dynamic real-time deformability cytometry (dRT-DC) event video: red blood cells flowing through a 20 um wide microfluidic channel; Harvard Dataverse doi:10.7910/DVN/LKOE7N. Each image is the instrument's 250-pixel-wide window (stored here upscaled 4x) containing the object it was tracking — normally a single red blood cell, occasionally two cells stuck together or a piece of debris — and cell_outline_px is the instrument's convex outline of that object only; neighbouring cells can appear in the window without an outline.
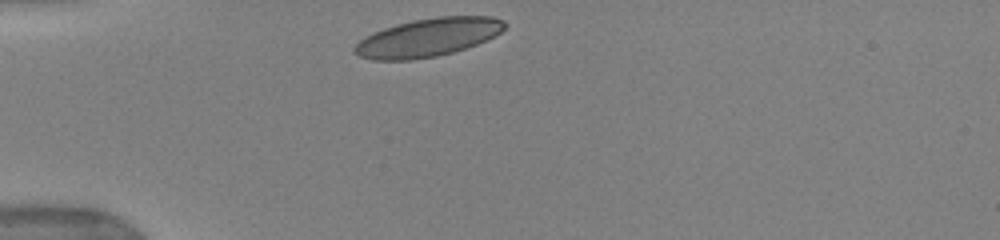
{"species": "human", "species_latin": "Homo sapiens", "temperature_condition": "warm", "stored_images_in_passage": 32, "camera_frame_rate_fps": 3000, "um_per_image_px": 0.085, "donor": {"sex": "female"}, "frame": {"image": 1, "passage_image": 1, "time_ms": 0.0, "image_size_px": [1000, 240], "cell_outline_px": [[508, 24], [500, 32], [476, 44], [452, 52], [436, 56], [412, 60], [372, 60], [360, 56], [352, 52], [352, 48], [364, 36], [384, 28], [396, 24], [412, 20], [436, 16], [492, 16], [504, 20]], "centroid_in_image_um": [36.34, 3.18], "position_along_channel_um": 48.7, "area_um2": 33.47}}
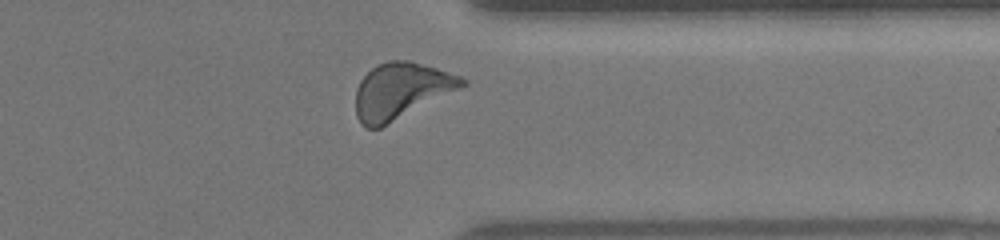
{"frame": {"image": 2, "passage_image": 28, "time_ms": 9.0, "image_size_px": [1000, 240], "cell_outline_px": [[468, 84], [380, 128], [364, 128], [360, 124], [356, 116], [356, 88], [360, 80], [376, 64], [388, 60], [408, 60], [436, 68], [460, 76], [468, 80]], "centroid_in_image_um": [34.05, 7.72], "position_along_channel_um": 377.4, "area_um2": 34.56}, "authors_computed_cell_mechanics": {"area_um2": 32.5414, "velocity_mm_per_s": 3.9244, "shape_relaxation_time_tau1_ms": 2.7069, "shape_relaxation_time_tau2_ms": 1.1555, "deformation_change_tau1": 0.096, "deformation_change_tau2": 0.0806}}